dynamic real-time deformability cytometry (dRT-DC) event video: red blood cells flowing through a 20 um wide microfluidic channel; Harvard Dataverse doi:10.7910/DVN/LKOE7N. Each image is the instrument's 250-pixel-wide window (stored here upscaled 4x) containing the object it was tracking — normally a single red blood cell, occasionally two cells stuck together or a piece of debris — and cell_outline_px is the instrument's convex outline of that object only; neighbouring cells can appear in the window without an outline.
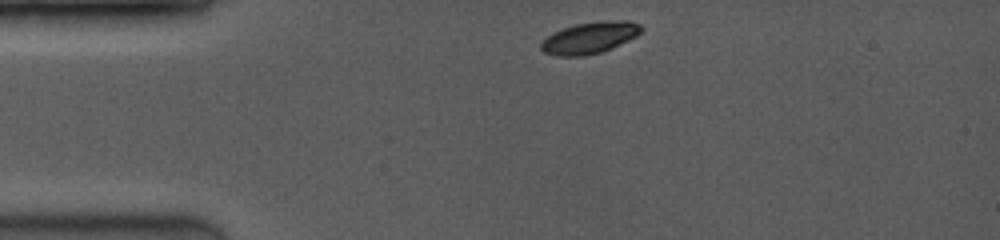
{"species": "common noctule bat (a hibernating species)", "species_latin": "Nyctalus noctula", "temperature_condition": "room temperature", "stored_images_in_passage": 7, "camera_frame_rate_fps": 3500, "um_per_image_px": 0.085, "animal": {"sex": "female", "body_mass_g": 19.0, "forearm_length_mm": 53.3}, "frame": {"image": 1, "passage_image": 1, "time_ms": 0.0, "image_size_px": [1000, 240], "cell_outline_px": [[644, 28], [636, 36], [612, 48], [600, 52], [584, 56], [556, 56], [544, 52], [540, 48], [540, 44], [552, 32], [576, 24], [620, 20], [628, 20], [640, 24]], "centroid_in_image_um": [50.13, 3.22], "position_along_channel_um": 34.9, "area_um2": 18.21}}
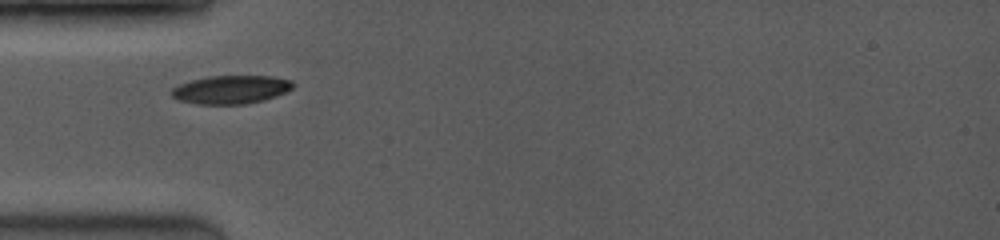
{"frame": {"image": 2, "passage_image": 6, "time_ms": 1.714, "image_size_px": [1000, 240], "cell_outline_px": [[296, 84], [292, 88], [276, 96], [264, 100], [248, 104], [196, 104], [180, 100], [172, 96], [168, 92], [172, 88], [180, 84], [192, 80], [208, 76], [272, 76], [292, 80]], "centroid_in_image_um": [19.64, 7.61], "position_along_channel_um": 65.4, "area_um2": 20.17}}